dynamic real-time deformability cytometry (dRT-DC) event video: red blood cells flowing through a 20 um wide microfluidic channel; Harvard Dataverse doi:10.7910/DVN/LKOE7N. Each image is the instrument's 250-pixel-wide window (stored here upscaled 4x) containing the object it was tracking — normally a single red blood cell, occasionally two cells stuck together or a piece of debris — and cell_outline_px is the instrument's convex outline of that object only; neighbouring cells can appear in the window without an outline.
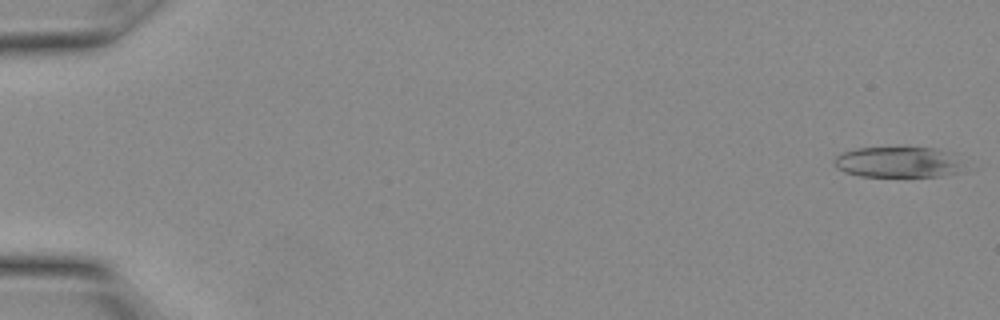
{"species": "Egyptian fruit bat (a non-hibernating species)", "species_latin": "Rousettus aegyptiacus", "temperature_condition": "warm", "stored_images_in_passage": 9, "camera_frame_rate_fps": 3000, "um_per_image_px": 0.085, "animal": {"sex": "female"}, "frame": {"image": 1, "passage_image": 1, "time_ms": 0.0, "image_size_px": [1000, 320], "cell_outline_px": [[964, 172], [940, 176], [860, 176], [844, 172], [836, 168], [832, 160], [840, 152], [856, 148], [936, 148], [952, 152], [960, 164]], "centroid_in_image_um": [76.3, 13.78], "position_along_channel_um": 8.7, "area_um2": 23.35}}